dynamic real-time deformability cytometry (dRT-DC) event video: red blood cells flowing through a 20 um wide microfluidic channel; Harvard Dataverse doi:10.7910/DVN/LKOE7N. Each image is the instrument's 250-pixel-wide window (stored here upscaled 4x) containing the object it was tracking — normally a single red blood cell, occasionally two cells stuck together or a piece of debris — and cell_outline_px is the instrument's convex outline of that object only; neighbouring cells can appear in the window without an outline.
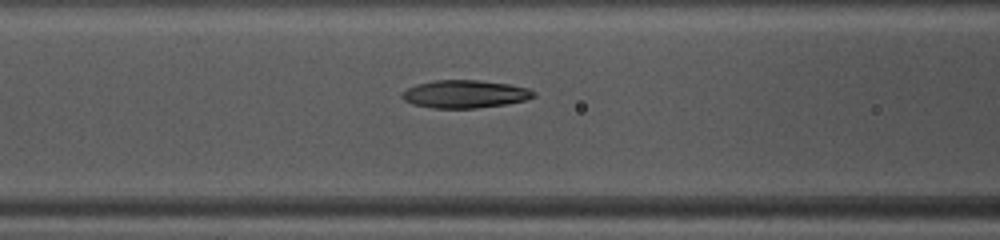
{"species": "common noctule bat (a hibernating species)", "species_latin": "Nyctalus noctula", "temperature_condition": "warm", "stored_images_in_passage": 47, "camera_frame_rate_fps": 3000, "um_per_image_px": 0.085, "animal": {"sex": "female", "body_mass_g": 10.0, "forearm_length_mm": 53.1}, "frame": {"image": 1, "passage_image": 17, "time_ms": 5.333, "image_size_px": [1000, 240], "cell_outline_px": [[536, 96], [524, 100], [508, 104], [476, 108], [432, 108], [412, 104], [404, 100], [400, 96], [408, 88], [416, 84], [436, 80], [480, 80], [508, 84], [528, 88], [536, 92]], "centroid_in_image_um": [39.53, 8.0], "position_along_channel_um": 127.1, "area_um2": 21.39}}
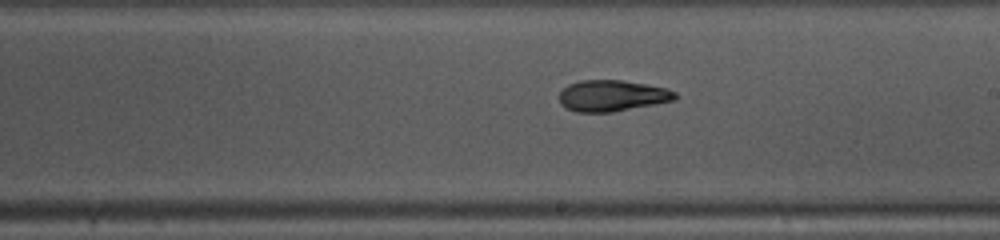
{"frame": {"image": 2, "passage_image": 25, "time_ms": 8.0, "image_size_px": [1000, 240], "cell_outline_px": [[680, 96], [676, 100], [612, 112], [576, 112], [564, 108], [560, 104], [560, 92], [568, 84], [580, 80], [620, 80], [668, 88], [676, 92]], "centroid_in_image_um": [52.04, 8.14], "position_along_channel_um": 237.0, "area_um2": 21.21}}
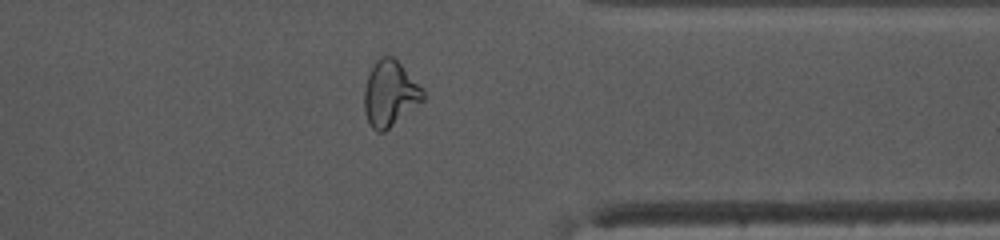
{"frame": {"image": 3, "passage_image": 36, "time_ms": 11.667, "image_size_px": [1000, 240], "cell_outline_px": [[424, 100], [384, 132], [376, 132], [372, 128], [364, 112], [364, 88], [368, 76], [376, 60], [380, 56], [392, 56], [424, 88]], "centroid_in_image_um": [33.15, 7.96], "position_along_channel_um": 378.3, "area_um2": 22.37}, "authors_computed_cell_mechanics": {"area_um2": 21.8484, "velocity_mm_per_s": 4.121, "shape_relaxation_time_tau1_ms": 6.0603, "shape_relaxation_time_tau2_ms": 3.0287, "deformation_change_tau1": 0.2197, "deformation_change_tau2": 0.1207}}